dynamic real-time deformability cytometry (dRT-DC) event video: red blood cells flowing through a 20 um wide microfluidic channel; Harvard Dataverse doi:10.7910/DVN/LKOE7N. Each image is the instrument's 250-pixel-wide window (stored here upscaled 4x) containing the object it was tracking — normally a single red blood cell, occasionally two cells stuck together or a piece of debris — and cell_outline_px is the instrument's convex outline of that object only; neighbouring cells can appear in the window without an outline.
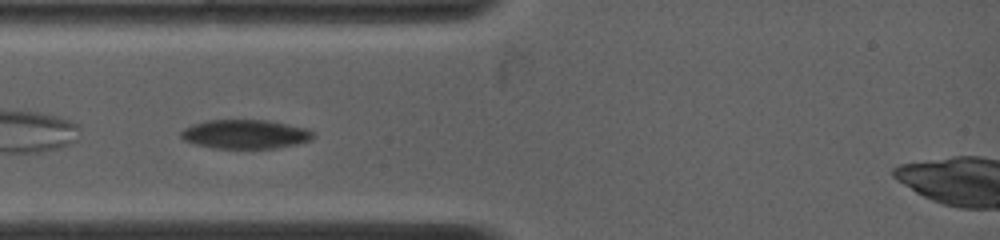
{"species": "common noctule bat (a hibernating species)", "species_latin": "Nyctalus noctula", "temperature_condition": "warm", "stored_images_in_passage": 30, "camera_frame_rate_fps": 4500, "um_per_image_px": 0.085, "animal": {"sex": "female", "body_mass_g": 19.0, "forearm_length_mm": 53.3}, "frame": {"image": 1, "passage_image": 3, "time_ms": 0.667, "image_size_px": [1000, 240], "cell_outline_px": [[316, 136], [312, 140], [296, 144], [276, 148], [212, 148], [192, 144], [184, 140], [180, 136], [180, 132], [184, 128], [192, 124], [204, 120], [268, 120], [308, 128]], "centroid_in_image_um": [20.83, 11.4], "position_along_channel_um": 64.2, "area_um2": 22.66}}
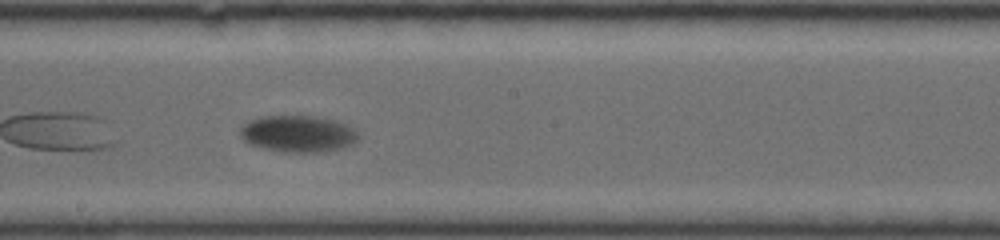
{"frame": {"image": 2, "passage_image": 15, "time_ms": 5.111, "image_size_px": [1000, 240], "cell_outline_px": [[356, 140], [352, 144], [340, 148], [316, 152], [284, 152], [264, 148], [248, 144], [240, 136], [240, 128], [248, 120], [260, 116], [312, 116], [336, 120], [352, 128], [356, 132]], "centroid_in_image_um": [25.26, 11.36], "position_along_channel_um": 222.9, "area_um2": 25.03}}
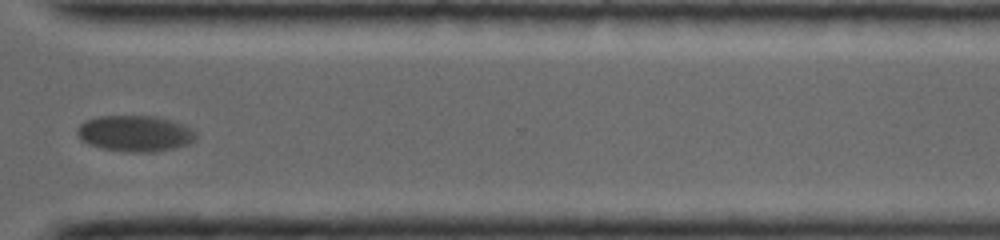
{"frame": {"image": 3, "passage_image": 25, "time_ms": 8.889, "image_size_px": [1000, 240], "cell_outline_px": [[196, 136], [188, 144], [172, 148], [152, 152], [128, 152], [100, 148], [88, 144], [80, 140], [76, 132], [80, 124], [88, 120], [100, 116], [156, 116], [192, 128], [196, 132]], "centroid_in_image_um": [11.44, 11.35], "position_along_channel_um": 359.2, "area_um2": 24.74}, "authors_computed_cell_mechanics": {"area_um2": 24.8251, "velocity_mm_per_s": 3.5776, "shape_relaxation_time_tau1_ms": 2.7453, "shape_relaxation_time_tau2_ms": null, "deformation_change_tau1": 0.1157, "deformation_change_tau2": null}}